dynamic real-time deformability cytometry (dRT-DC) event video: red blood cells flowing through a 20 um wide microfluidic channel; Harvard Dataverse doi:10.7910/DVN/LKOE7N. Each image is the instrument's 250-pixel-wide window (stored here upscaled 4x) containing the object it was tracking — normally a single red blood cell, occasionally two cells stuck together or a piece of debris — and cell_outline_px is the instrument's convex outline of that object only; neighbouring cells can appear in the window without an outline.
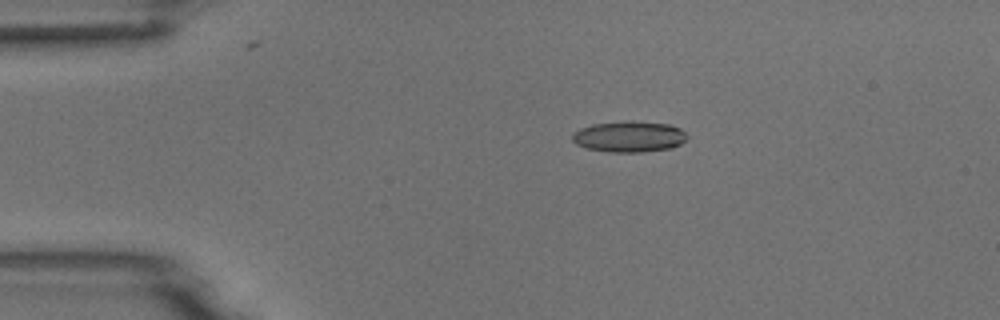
{"species": "common noctule bat (a hibernating species)", "species_latin": "Nyctalus noctula", "temperature_condition": "room temperature", "stored_images_in_passage": 8, "camera_frame_rate_fps": 3000, "um_per_image_px": 0.085, "animal": {"sex": "male", "body_mass_g": 18.8}, "frame": {"image": 1, "passage_image": 3, "time_ms": 0.667, "image_size_px": [1000, 320], "cell_outline_px": [[688, 136], [680, 144], [672, 148], [644, 152], [608, 152], [588, 148], [576, 144], [572, 140], [572, 132], [580, 128], [592, 124], [632, 120], [668, 124], [680, 128]], "centroid_in_image_um": [53.46, 11.61], "position_along_channel_um": 31.5, "area_um2": 20.87}}
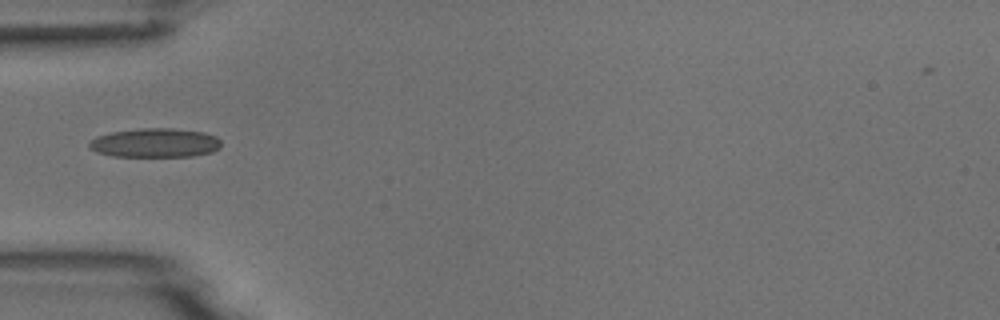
{"frame": {"image": 2, "passage_image": 5, "time_ms": 1.333, "image_size_px": [1000, 320], "cell_outline_px": [[220, 148], [212, 152], [192, 156], [112, 156], [96, 152], [88, 148], [88, 144], [96, 136], [112, 132], [140, 128], [172, 128], [204, 132], [216, 136], [220, 140]], "centroid_in_image_um": [13.18, 12.14], "position_along_channel_um": 71.8, "area_um2": 22.43}}